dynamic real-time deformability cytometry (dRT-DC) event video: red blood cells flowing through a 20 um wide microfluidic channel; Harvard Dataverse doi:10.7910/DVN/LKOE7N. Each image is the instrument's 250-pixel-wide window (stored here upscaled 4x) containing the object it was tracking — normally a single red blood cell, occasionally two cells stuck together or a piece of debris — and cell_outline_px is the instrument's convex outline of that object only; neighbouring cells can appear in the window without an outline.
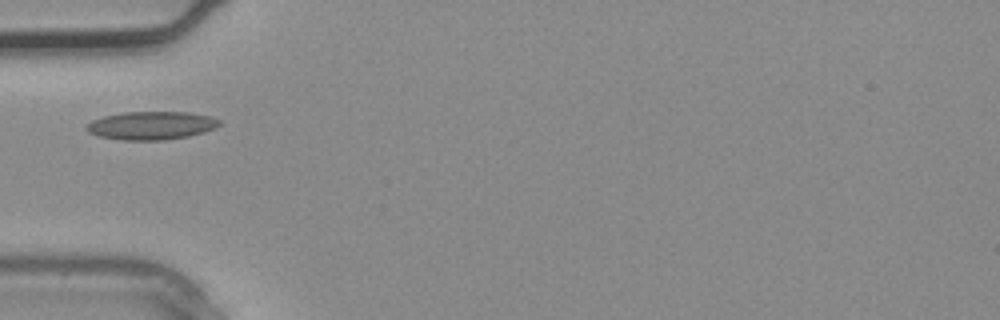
{"species": "common noctule bat (a hibernating species)", "species_latin": "Nyctalus noctula", "temperature_condition": "warm", "stored_images_in_passage": 1, "camera_frame_rate_fps": 3000, "um_per_image_px": 0.085, "animal": {"sex": "male", "body_mass_g": 20.4}, "frame": {"image": 1, "passage_image": 1, "time_ms": 0.0, "image_size_px": [1000, 320], "cell_outline_px": [[220, 124], [216, 128], [204, 132], [188, 136], [164, 140], [124, 140], [100, 136], [88, 132], [84, 128], [92, 120], [104, 116], [124, 112], [188, 112], [212, 116], [220, 120]], "centroid_in_image_um": [12.89, 10.66], "position_along_channel_um": 72.1, "area_um2": 21.85}}